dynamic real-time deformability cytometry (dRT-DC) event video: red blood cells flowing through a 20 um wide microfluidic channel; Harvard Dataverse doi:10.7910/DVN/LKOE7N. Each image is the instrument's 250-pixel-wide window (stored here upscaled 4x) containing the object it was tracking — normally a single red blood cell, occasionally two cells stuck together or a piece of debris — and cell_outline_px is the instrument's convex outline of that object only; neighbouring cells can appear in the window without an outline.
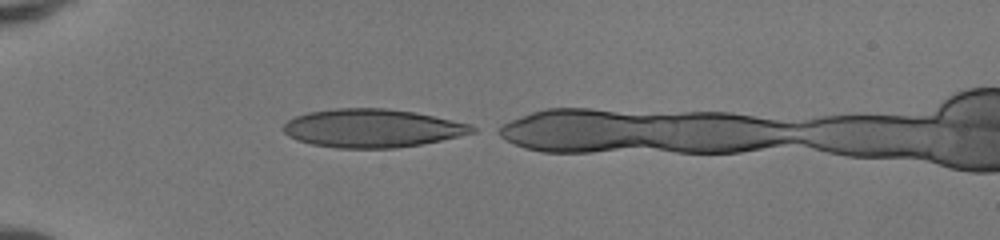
{"species": "human", "species_latin": "Homo sapiens", "temperature_condition": "room temperature", "stored_images_in_passage": 30, "camera_frame_rate_fps": 3000, "um_per_image_px": 0.085, "donor": {"sex": "female"}, "frame": {"image": 1, "passage_image": 1, "time_ms": 0.0, "image_size_px": [1000, 240], "cell_outline_px": [[476, 132], [440, 140], [420, 144], [396, 148], [336, 148], [312, 144], [296, 140], [288, 136], [280, 128], [288, 120], [296, 116], [308, 112], [336, 108], [384, 108], [412, 112], [472, 124], [476, 128]], "centroid_in_image_um": [31.59, 10.9], "position_along_channel_um": 53.4, "area_um2": 42.08}}
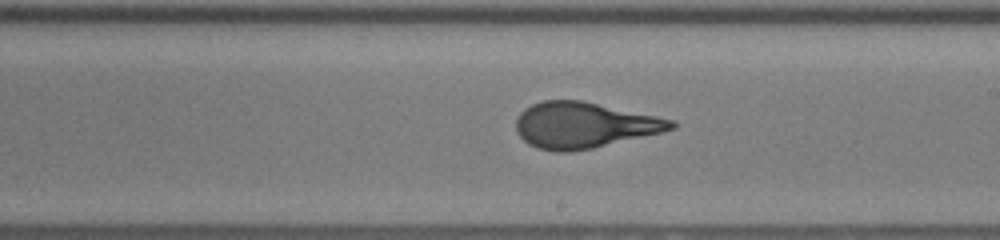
{"frame": {"image": 2, "passage_image": 16, "time_ms": 5.0, "image_size_px": [1000, 240], "cell_outline_px": [[676, 128], [660, 132], [592, 148], [568, 152], [556, 152], [536, 148], [528, 144], [516, 132], [516, 120], [520, 112], [524, 108], [532, 104], [544, 100], [580, 100], [656, 116], [672, 120], [676, 124]], "centroid_in_image_um": [49.57, 10.64], "position_along_channel_um": 239.4, "area_um2": 41.1}}
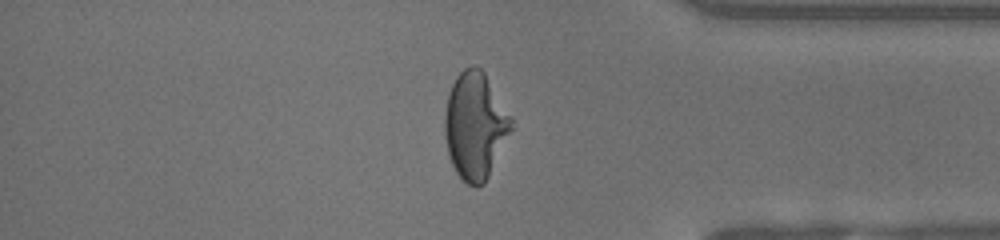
{"frame": {"image": 3, "passage_image": 28, "time_ms": 9.0, "image_size_px": [1000, 240], "cell_outline_px": [[516, 128], [484, 184], [476, 188], [468, 184], [456, 172], [452, 164], [448, 152], [444, 132], [444, 116], [448, 92], [456, 76], [464, 68], [472, 64], [476, 64], [484, 72], [512, 116]], "centroid_in_image_um": [40.43, 10.68], "position_along_channel_um": 394.8, "area_um2": 42.37}}